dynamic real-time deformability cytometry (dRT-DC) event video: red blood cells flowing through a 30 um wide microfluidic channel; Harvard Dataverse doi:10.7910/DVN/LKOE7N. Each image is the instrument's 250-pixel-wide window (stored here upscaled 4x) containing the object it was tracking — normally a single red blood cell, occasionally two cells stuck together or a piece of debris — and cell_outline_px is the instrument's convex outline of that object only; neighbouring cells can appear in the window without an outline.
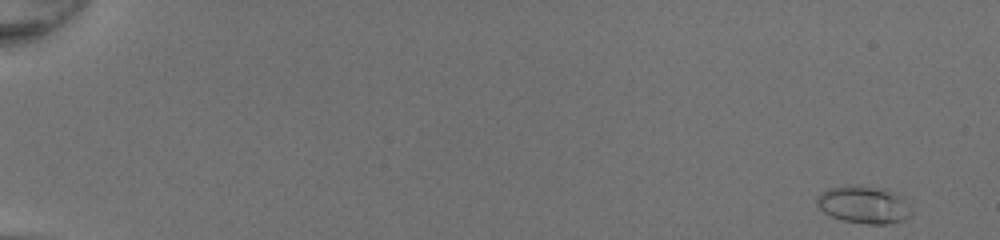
{"species": "common noctule bat (a hibernating species)", "species_latin": "Nyctalus noctula", "temperature_condition": "room temperature", "stored_images_in_passage": 50, "camera_frame_rate_fps": 3000, "um_per_image_px": 0.085, "animal": {"sex": "female", "body_mass_g": 20.0, "forearm_length_mm": 54.0}, "frame": {"image": 1, "passage_image": 2, "time_ms": 0.333, "image_size_px": [1000, 240], "cell_outline_px": [[912, 212], [904, 220], [884, 224], [868, 224], [844, 220], [832, 216], [824, 212], [816, 204], [816, 196], [820, 192], [828, 188], [848, 184], [860, 184], [884, 188], [896, 196], [912, 208]], "centroid_in_image_um": [73.35, 17.37], "position_along_channel_um": 11.7, "area_um2": 20.58}}
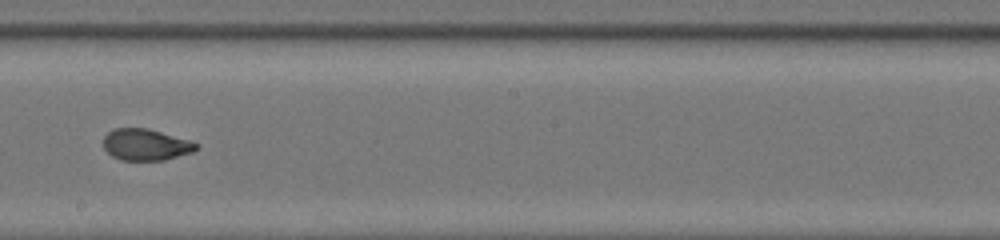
{"frame": {"image": 2, "passage_image": 31, "time_ms": 10.0, "image_size_px": [1000, 240], "cell_outline_px": [[200, 148], [192, 152], [164, 160], [120, 160], [112, 156], [104, 148], [104, 136], [112, 128], [148, 128], [192, 140], [200, 144]], "centroid_in_image_um": [12.43, 12.28], "position_along_channel_um": 235.8, "area_um2": 17.28}}
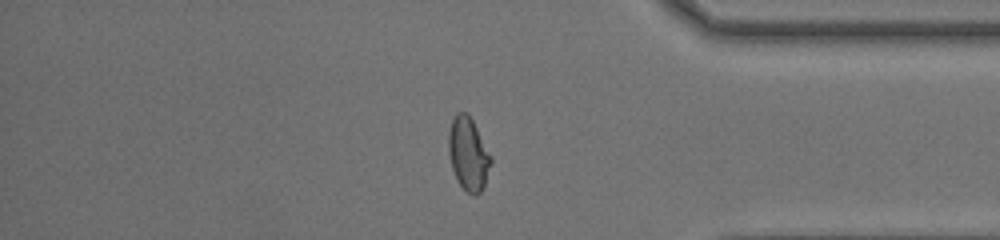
{"frame": {"image": 3, "passage_image": 43, "time_ms": 14.0, "image_size_px": [1000, 240], "cell_outline_px": [[492, 160], [484, 188], [476, 196], [472, 196], [456, 180], [452, 168], [448, 152], [448, 132], [452, 120], [456, 112], [468, 112], [492, 156]], "centroid_in_image_um": [39.81, 13.08], "position_along_channel_um": 395.4, "area_um2": 18.26}, "authors_computed_cell_mechanics": {"area_um2": 18.0625, "velocity_mm_per_s": 4.3349, "shape_relaxation_time_tau1_ms": null, "shape_relaxation_time_tau2_ms": 0.5431, "deformation_change_tau1": null, "deformation_change_tau2": 0.0514}}